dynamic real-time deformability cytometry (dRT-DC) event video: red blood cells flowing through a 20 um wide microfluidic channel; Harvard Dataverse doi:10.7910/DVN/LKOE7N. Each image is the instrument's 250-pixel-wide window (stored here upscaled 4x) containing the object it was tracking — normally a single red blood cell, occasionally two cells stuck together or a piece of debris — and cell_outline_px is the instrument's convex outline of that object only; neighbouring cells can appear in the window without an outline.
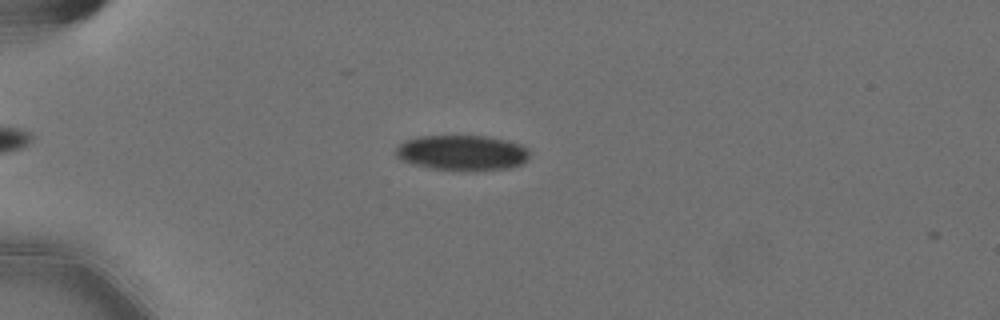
{"species": "Egyptian fruit bat (a non-hibernating species)", "species_latin": "Rousettus aegyptiacus", "temperature_condition": "cold", "stored_images_in_passage": 5, "camera_frame_rate_fps": 3000, "um_per_image_px": 0.085, "animal": {"sex": "female"}, "frame": {"image": 1, "passage_image": 2, "time_ms": 0.333, "image_size_px": [1000, 320], "cell_outline_px": [[528, 160], [512, 168], [428, 168], [412, 164], [400, 160], [396, 156], [396, 148], [404, 140], [416, 136], [488, 136], [520, 144], [528, 148]], "centroid_in_image_um": [39.23, 12.94], "position_along_channel_um": 45.8, "area_um2": 26.88}}